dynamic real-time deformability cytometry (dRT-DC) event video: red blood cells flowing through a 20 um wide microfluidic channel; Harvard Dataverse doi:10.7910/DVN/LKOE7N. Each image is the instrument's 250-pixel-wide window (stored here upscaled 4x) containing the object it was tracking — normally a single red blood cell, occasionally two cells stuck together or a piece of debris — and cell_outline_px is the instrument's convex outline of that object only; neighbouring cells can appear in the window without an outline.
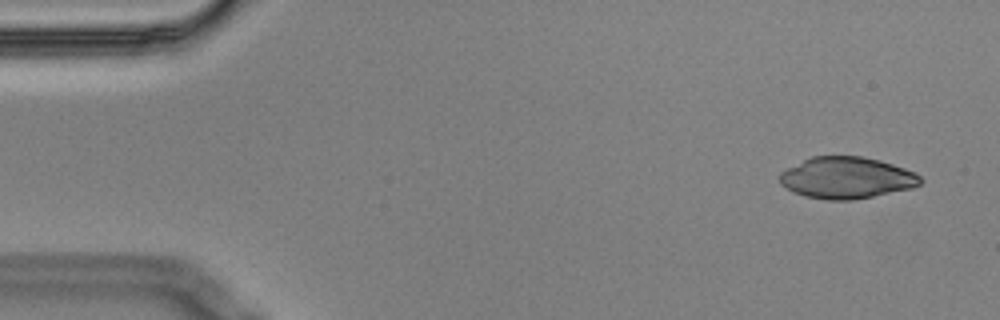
{"species": "Egyptian fruit bat (a non-hibernating species)", "species_latin": "Rousettus aegyptiacus", "temperature_condition": "cold", "stored_images_in_passage": 5, "camera_frame_rate_fps": 3000, "um_per_image_px": 0.085, "animal": {"sex": "male"}, "frame": {"image": 1, "passage_image": 1, "time_ms": 0.0, "image_size_px": [1000, 320], "cell_outline_px": [[924, 180], [920, 184], [912, 188], [852, 200], [828, 200], [804, 196], [792, 192], [780, 184], [780, 172], [812, 156], [864, 156], [880, 160], [904, 168], [920, 176]], "centroid_in_image_um": [71.95, 15.11], "position_along_channel_um": 13.0, "area_um2": 33.99}}